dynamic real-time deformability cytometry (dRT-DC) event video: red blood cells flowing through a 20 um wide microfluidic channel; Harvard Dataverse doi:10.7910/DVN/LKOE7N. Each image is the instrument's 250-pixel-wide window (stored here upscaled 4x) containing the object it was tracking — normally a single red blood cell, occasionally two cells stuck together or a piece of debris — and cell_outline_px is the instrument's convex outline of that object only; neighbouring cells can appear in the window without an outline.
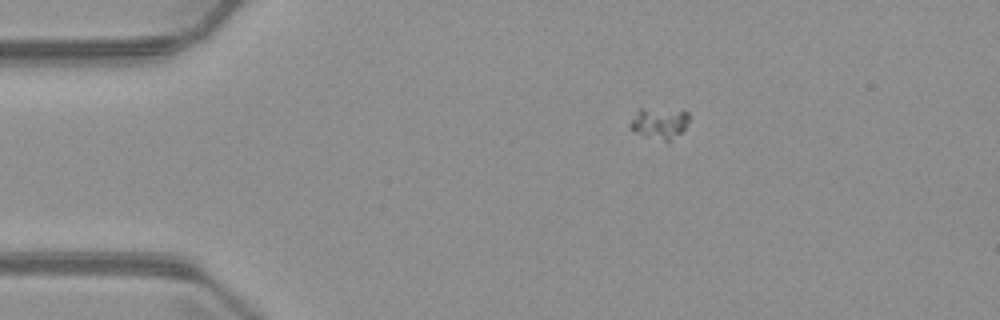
{"species": "common noctule bat (a hibernating species)", "species_latin": "Nyctalus noctula", "temperature_condition": "warm", "stored_images_in_passage": 2, "camera_frame_rate_fps": 3000, "um_per_image_px": 0.085, "animal": {"sex": "male", "body_mass_g": 23.1, "forearm_length_mm": 52.7}, "frame": {"image": 1, "passage_image": 1, "time_ms": 0.0, "image_size_px": [1000, 320], "cell_outline_px": [[688, 120], [684, 128], [668, 144], [636, 132], [628, 128], [628, 124], [636, 112], [640, 108], [644, 108], [688, 112]], "centroid_in_image_um": [56.0, 10.5], "position_along_channel_um": 29.0, "area_um2": 10.64}}